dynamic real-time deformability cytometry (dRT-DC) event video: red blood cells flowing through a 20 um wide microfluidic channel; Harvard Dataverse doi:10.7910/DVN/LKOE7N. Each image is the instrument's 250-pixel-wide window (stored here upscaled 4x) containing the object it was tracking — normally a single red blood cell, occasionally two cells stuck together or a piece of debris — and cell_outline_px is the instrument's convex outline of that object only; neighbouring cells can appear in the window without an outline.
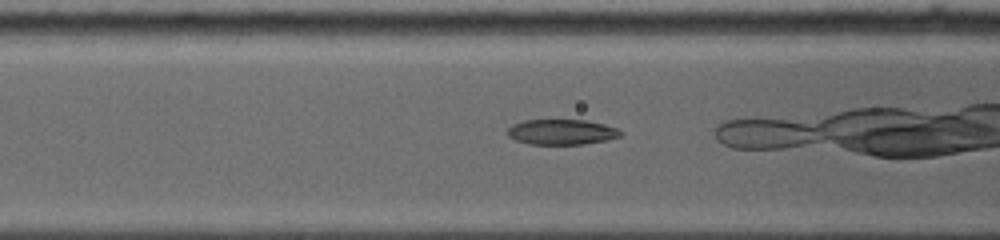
{"species": "common noctule bat (a hibernating species)", "species_latin": "Nyctalus noctula", "temperature_condition": "warm", "stored_images_in_passage": 75, "camera_frame_rate_fps": 5000, "um_per_image_px": 0.085, "animal": {"sex": "female", "body_mass_g": 19.0, "forearm_length_mm": 53.3}, "frame": {"image": 1, "passage_image": 13, "time_ms": 1.6, "image_size_px": [1000, 240], "cell_outline_px": [[624, 132], [620, 136], [608, 140], [584, 144], [528, 144], [516, 140], [508, 136], [508, 128], [512, 124], [524, 120], [588, 120], [604, 124], [616, 128]], "centroid_in_image_um": [47.75, 11.22], "position_along_channel_um": 118.8, "area_um2": 16.76}}
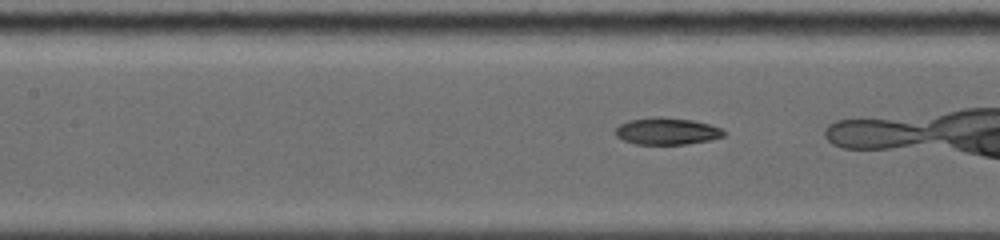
{"frame": {"image": 2, "passage_image": 19, "time_ms": 2.4, "image_size_px": [1000, 240], "cell_outline_px": [[728, 132], [724, 136], [712, 140], [684, 144], [636, 144], [624, 140], [616, 136], [616, 128], [620, 124], [628, 120], [660, 116], [692, 120], [724, 128]], "centroid_in_image_um": [56.74, 11.15], "position_along_channel_um": 150.7, "area_um2": 17.11}}
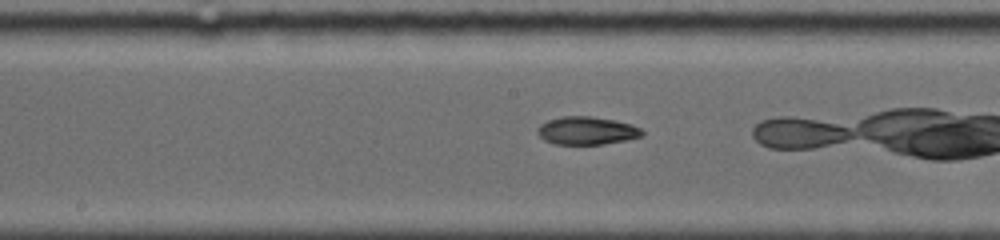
{"frame": {"image": 3, "passage_image": 28, "time_ms": 3.6, "image_size_px": [1000, 240], "cell_outline_px": [[644, 136], [628, 140], [604, 144], [552, 144], [544, 140], [536, 132], [536, 128], [540, 124], [548, 120], [564, 116], [592, 116], [616, 120], [632, 124], [640, 128], [644, 132]], "centroid_in_image_um": [49.89, 11.11], "position_along_channel_um": 198.3, "area_um2": 17.34}}